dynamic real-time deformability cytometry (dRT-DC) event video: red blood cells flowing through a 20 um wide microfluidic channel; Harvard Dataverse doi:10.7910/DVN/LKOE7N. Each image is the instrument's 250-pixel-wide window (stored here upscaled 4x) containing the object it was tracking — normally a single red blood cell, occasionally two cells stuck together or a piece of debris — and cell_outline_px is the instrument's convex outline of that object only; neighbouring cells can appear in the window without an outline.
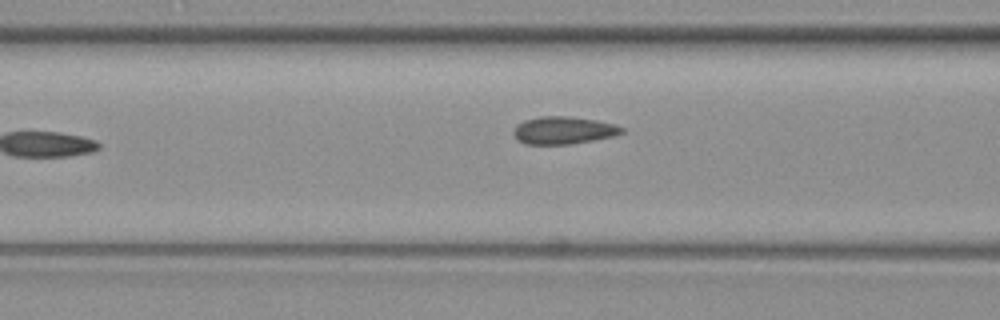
{"species": "common noctule bat (a hibernating species)", "species_latin": "Nyctalus noctula", "temperature_condition": "warm", "stored_images_in_passage": 7, "camera_frame_rate_fps": 3000, "um_per_image_px": 0.085, "animal": {"sex": "female", "body_mass_g": 19.3, "forearm_length_mm": 54.1}, "frame": {"image": 1, "passage_image": 6, "time_ms": 1.667, "image_size_px": [1000, 320], "cell_outline_px": [[624, 132], [616, 136], [572, 144], [524, 144], [516, 140], [512, 132], [516, 124], [524, 120], [540, 116], [568, 116], [596, 120], [616, 124], [624, 128]], "centroid_in_image_um": [47.89, 11.08], "position_along_channel_um": 118.7, "area_um2": 17.69}}